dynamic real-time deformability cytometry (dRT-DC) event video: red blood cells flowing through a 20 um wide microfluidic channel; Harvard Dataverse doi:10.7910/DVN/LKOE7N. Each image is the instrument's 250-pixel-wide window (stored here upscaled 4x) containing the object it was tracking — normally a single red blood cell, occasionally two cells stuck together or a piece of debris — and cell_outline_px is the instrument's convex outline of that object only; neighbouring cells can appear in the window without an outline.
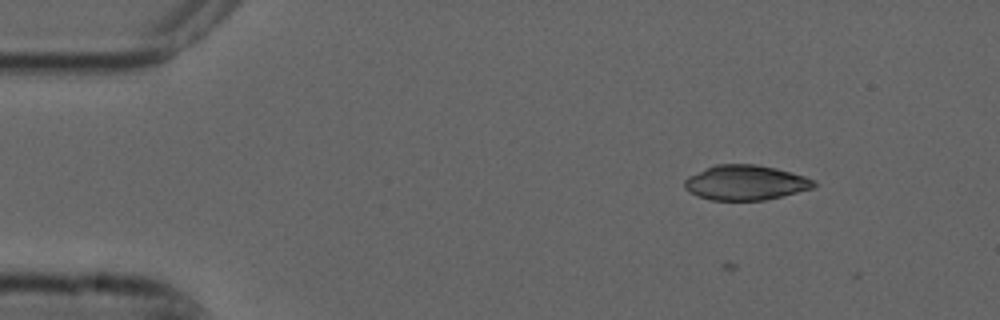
{"species": "common noctule bat (a hibernating species)", "species_latin": "Nyctalus noctula", "temperature_condition": "cold", "stored_images_in_passage": 6, "camera_frame_rate_fps": 3000, "um_per_image_px": 0.085, "animal": {"sex": "male", "forearm_length_mm": 52.5}, "frame": {"image": 1, "passage_image": 2, "time_ms": 0.333, "image_size_px": [1000, 320], "cell_outline_px": [[820, 184], [812, 188], [764, 200], [712, 200], [700, 196], [684, 188], [684, 180], [688, 176], [716, 164], [756, 164], [776, 168], [792, 172], [816, 180]], "centroid_in_image_um": [63.41, 15.51], "position_along_channel_um": 21.6, "area_um2": 26.18}}